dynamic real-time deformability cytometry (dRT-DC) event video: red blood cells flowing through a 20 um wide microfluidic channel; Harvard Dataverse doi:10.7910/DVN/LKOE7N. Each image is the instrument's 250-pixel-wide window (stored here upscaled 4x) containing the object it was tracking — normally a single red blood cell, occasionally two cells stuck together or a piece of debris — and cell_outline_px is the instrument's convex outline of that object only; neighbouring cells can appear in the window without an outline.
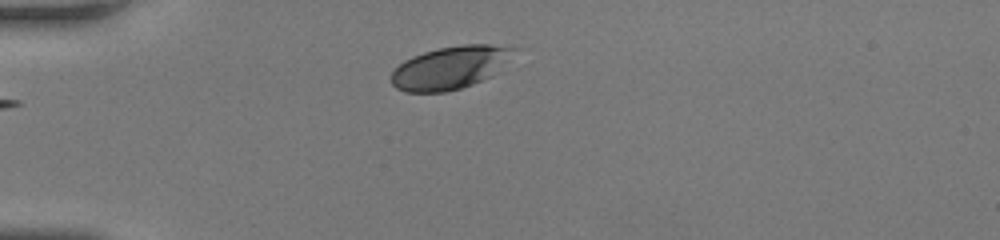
{"species": "human", "species_latin": "Homo sapiens", "temperature_condition": "room temperature", "stored_images_in_passage": 30, "camera_frame_rate_fps": 3000, "um_per_image_px": 0.085, "donor": {"sex": "female"}, "frame": {"image": 1, "passage_image": 1, "time_ms": 0.0, "image_size_px": [1000, 240], "cell_outline_px": [[516, 48], [492, 76], [472, 84], [460, 88], [444, 92], [404, 92], [396, 88], [392, 84], [392, 72], [404, 60], [412, 56], [424, 52], [440, 48], [464, 44], [488, 44]], "centroid_in_image_um": [38.2, 5.76], "position_along_channel_um": 46.8, "area_um2": 30.0}}
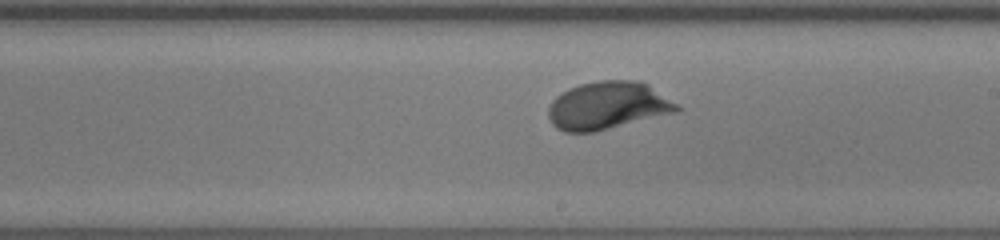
{"frame": {"image": 2, "passage_image": 17, "time_ms": 5.333, "image_size_px": [1000, 240], "cell_outline_px": [[680, 108], [676, 112], [596, 132], [564, 132], [556, 128], [552, 124], [548, 116], [548, 108], [552, 100], [556, 96], [568, 88], [580, 84], [600, 80], [636, 80], [648, 84], [676, 104]], "centroid_in_image_um": [51.61, 8.98], "position_along_channel_um": 237.4, "area_um2": 35.72}}
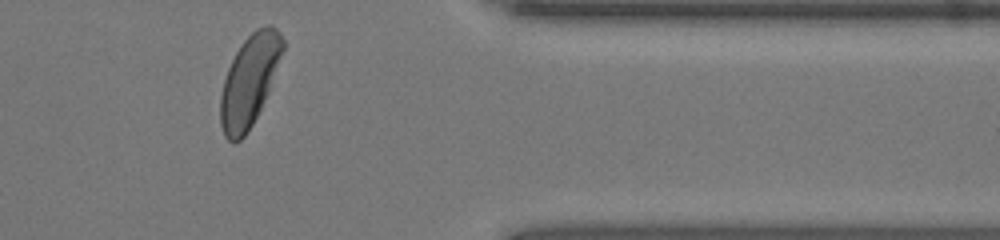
{"frame": {"image": 3, "passage_image": 29, "time_ms": 9.333, "image_size_px": [1000, 240], "cell_outline_px": [[284, 48], [268, 92], [252, 124], [244, 136], [236, 144], [232, 144], [224, 136], [220, 124], [220, 96], [224, 80], [228, 68], [236, 52], [244, 40], [256, 28], [264, 24], [272, 24], [280, 32], [284, 40]], "centroid_in_image_um": [21.19, 6.85], "position_along_channel_um": 390.2, "area_um2": 32.89}, "authors_computed_cell_mechanics": {"area_um2": 33.0905, "velocity_mm_per_s": 4.1585, "shape_relaxation_time_tau1_ms": 1.884, "shape_relaxation_time_tau2_ms": null, "deformation_change_tau1": 0.106, "deformation_change_tau2": null}}